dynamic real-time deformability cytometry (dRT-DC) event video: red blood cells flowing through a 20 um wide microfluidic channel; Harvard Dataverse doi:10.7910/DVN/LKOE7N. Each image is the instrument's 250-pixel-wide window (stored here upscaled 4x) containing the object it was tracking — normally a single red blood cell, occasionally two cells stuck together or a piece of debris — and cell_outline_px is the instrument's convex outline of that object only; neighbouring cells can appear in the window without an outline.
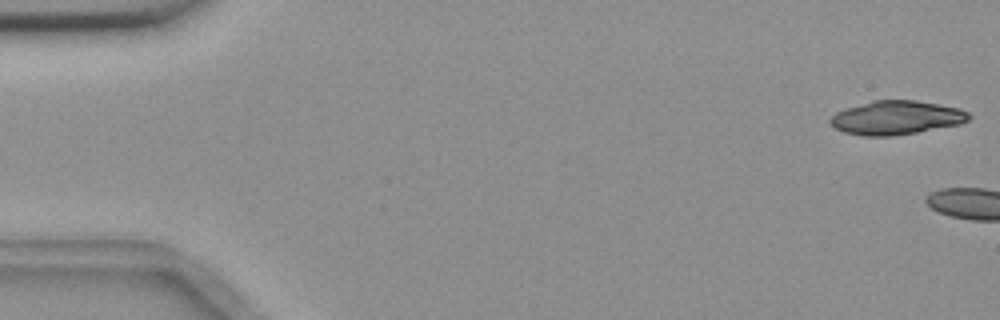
{"species": "common noctule bat (a hibernating species)", "species_latin": "Nyctalus noctula", "temperature_condition": "room temperature", "stored_images_in_passage": 4, "camera_frame_rate_fps": 3000, "um_per_image_px": 0.085, "animal": {"sex": "female", "body_mass_g": 18.4}, "frame": {"image": 1, "passage_image": 1, "time_ms": 0.0, "image_size_px": [1000, 320], "cell_outline_px": [[972, 116], [968, 120], [960, 124], [916, 132], [892, 136], [864, 136], [844, 132], [832, 128], [828, 120], [836, 112], [872, 100], [916, 100], [960, 108], [968, 112]], "centroid_in_image_um": [76.17, 10.0], "position_along_channel_um": 8.8, "area_um2": 27.34}}